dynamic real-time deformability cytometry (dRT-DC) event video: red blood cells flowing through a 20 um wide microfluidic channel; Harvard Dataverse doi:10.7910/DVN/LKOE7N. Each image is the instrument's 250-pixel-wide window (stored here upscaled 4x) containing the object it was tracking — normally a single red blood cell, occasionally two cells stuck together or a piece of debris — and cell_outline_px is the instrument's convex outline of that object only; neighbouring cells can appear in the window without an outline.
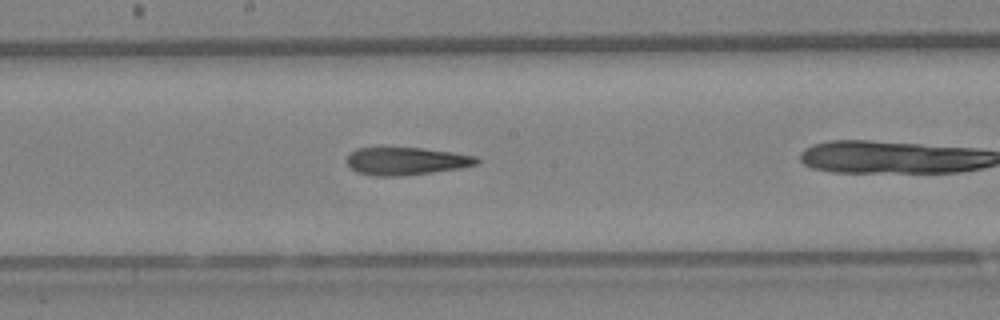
{"species": "Egyptian fruit bat (a non-hibernating species)", "species_latin": "Rousettus aegyptiacus", "temperature_condition": "warm", "stored_images_in_passage": 23, "camera_frame_rate_fps": 3000, "um_per_image_px": 0.085, "animal": {"sex": "female"}, "frame": {"image": 1, "passage_image": 11, "time_ms": 3.333, "image_size_px": [1000, 320], "cell_outline_px": [[480, 164], [460, 168], [432, 172], [400, 176], [372, 176], [356, 172], [344, 160], [356, 148], [424, 148], [452, 152], [476, 156], [480, 160]], "centroid_in_image_um": [34.54, 13.7], "position_along_channel_um": 213.7, "area_um2": 21.04}}
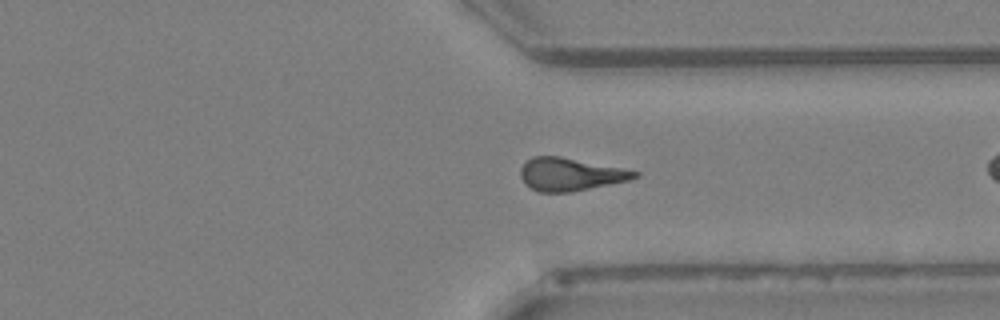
{"frame": {"image": 2, "passage_image": 21, "time_ms": 6.667, "image_size_px": [1000, 320], "cell_outline_px": [[640, 176], [632, 180], [572, 192], [540, 192], [524, 184], [520, 176], [520, 168], [532, 156], [560, 156], [640, 172]], "centroid_in_image_um": [48.48, 14.83], "position_along_channel_um": 362.9, "area_um2": 21.85}}